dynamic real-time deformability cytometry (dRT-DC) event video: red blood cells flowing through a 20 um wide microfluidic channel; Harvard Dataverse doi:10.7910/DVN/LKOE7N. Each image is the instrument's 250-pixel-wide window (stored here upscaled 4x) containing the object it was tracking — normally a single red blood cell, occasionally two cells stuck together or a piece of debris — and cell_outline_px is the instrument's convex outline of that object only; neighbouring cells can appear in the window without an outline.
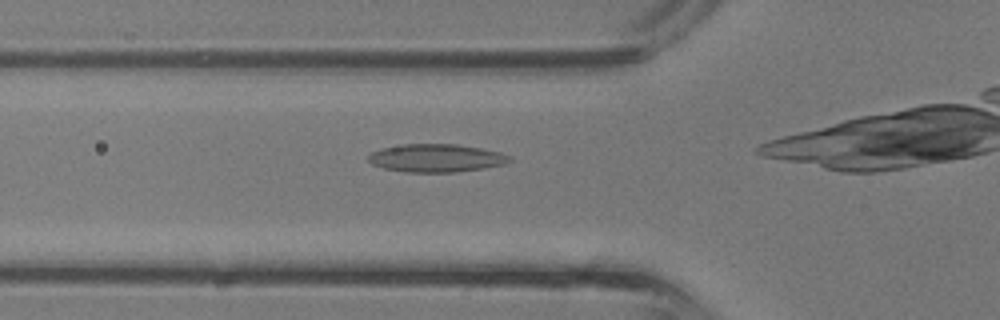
{"species": "common noctule bat (a hibernating species)", "species_latin": "Nyctalus noctula", "temperature_condition": "room temperature", "stored_images_in_passage": 16, "camera_frame_rate_fps": 3000, "um_per_image_px": 0.085, "animal": {"sex": "male", "body_mass_g": 13.3}, "frame": {"image": 1, "passage_image": 3, "time_ms": 0.667, "image_size_px": [1000, 320], "cell_outline_px": [[512, 160], [504, 164], [484, 168], [456, 172], [404, 172], [384, 168], [372, 164], [368, 160], [368, 156], [372, 152], [380, 148], [404, 144], [456, 144], [480, 148], [500, 152], [512, 156]], "centroid_in_image_um": [37.08, 13.43], "position_along_channel_um": 88.7, "area_um2": 23.12}}
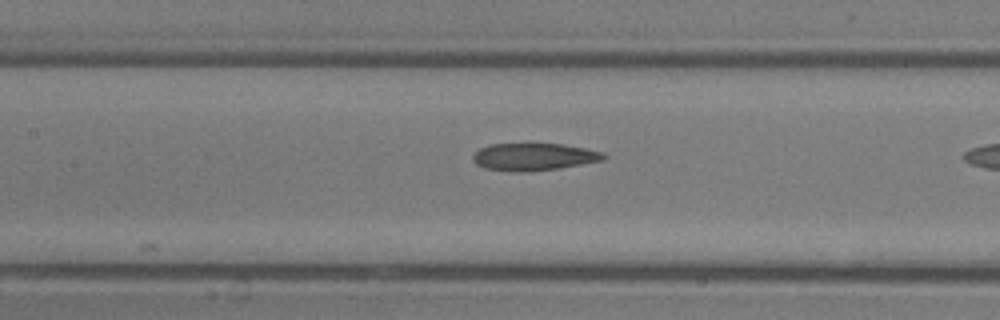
{"frame": {"image": 2, "passage_image": 7, "time_ms": 2.0, "image_size_px": [1000, 320], "cell_outline_px": [[608, 156], [604, 160], [560, 168], [528, 172], [516, 172], [484, 168], [476, 164], [472, 160], [472, 156], [480, 148], [488, 144], [564, 144], [604, 152]], "centroid_in_image_um": [45.38, 13.33], "position_along_channel_um": 162.0, "area_um2": 20.98}}
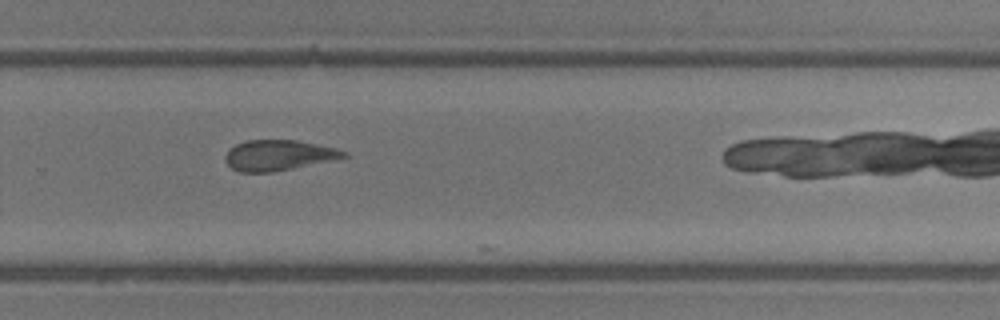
{"frame": {"image": 3, "passage_image": 15, "time_ms": 4.667, "image_size_px": [1000, 320], "cell_outline_px": [[348, 156], [292, 168], [272, 172], [240, 172], [232, 168], [224, 160], [224, 156], [236, 144], [244, 140], [296, 140], [336, 148], [348, 152]], "centroid_in_image_um": [23.64, 13.19], "position_along_channel_um": 306.2, "area_um2": 20.75}}